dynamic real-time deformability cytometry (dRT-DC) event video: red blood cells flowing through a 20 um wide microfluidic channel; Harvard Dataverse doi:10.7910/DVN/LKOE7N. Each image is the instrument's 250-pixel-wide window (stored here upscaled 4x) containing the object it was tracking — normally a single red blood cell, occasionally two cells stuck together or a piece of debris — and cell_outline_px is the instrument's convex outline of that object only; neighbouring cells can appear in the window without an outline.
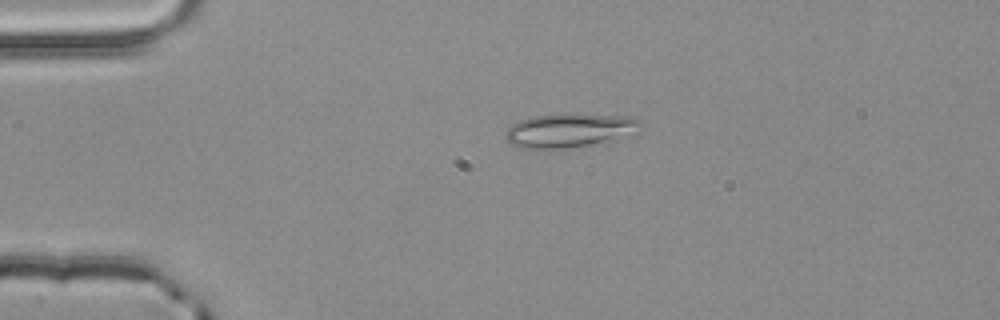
{"species": "common noctule bat (a hibernating species)", "species_latin": "Nyctalus noctula", "temperature_condition": "room temperature", "stored_images_in_passage": 2, "camera_frame_rate_fps": 3000, "um_per_image_px": 0.085, "animal": {"sex": "male", "body_mass_g": 20.4}, "frame": {"image": 1, "passage_image": 2, "time_ms": 0.333, "image_size_px": [1000, 320], "cell_outline_px": [[644, 124], [640, 132], [604, 144], [560, 148], [516, 148], [508, 140], [508, 128], [512, 124], [528, 116], [560, 112], [576, 112], [628, 116], [640, 120]], "centroid_in_image_um": [48.54, 11.04], "position_along_channel_um": 36.5, "area_um2": 27.98}}